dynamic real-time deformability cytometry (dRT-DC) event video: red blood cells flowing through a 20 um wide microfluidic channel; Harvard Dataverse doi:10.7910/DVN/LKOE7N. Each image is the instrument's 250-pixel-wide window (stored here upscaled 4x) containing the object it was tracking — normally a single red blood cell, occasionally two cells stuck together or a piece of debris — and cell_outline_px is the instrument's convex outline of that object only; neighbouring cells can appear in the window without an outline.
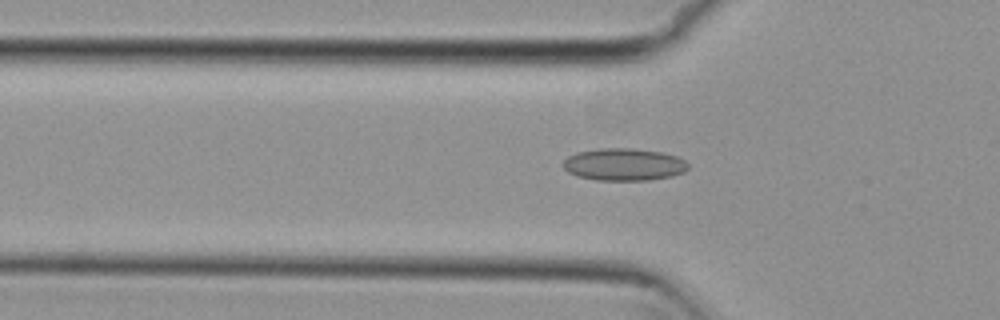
{"species": "common noctule bat (a hibernating species)", "species_latin": "Nyctalus noctula", "temperature_condition": "cold", "stored_images_in_passage": 52, "camera_frame_rate_fps": 3000, "um_per_image_px": 0.085, "animal": {"sex": "female", "body_mass_g": 29.2, "forearm_length_mm": 56.3}, "frame": {"image": 1, "passage_image": 16, "time_ms": 5.0, "image_size_px": [1000, 320], "cell_outline_px": [[688, 168], [684, 172], [672, 176], [648, 180], [596, 180], [576, 176], [568, 172], [564, 168], [564, 160], [568, 156], [576, 152], [596, 148], [632, 148], [664, 152], [676, 156], [684, 160], [688, 164]], "centroid_in_image_um": [53.02, 13.97], "position_along_channel_um": 72.8, "area_um2": 23.7}}
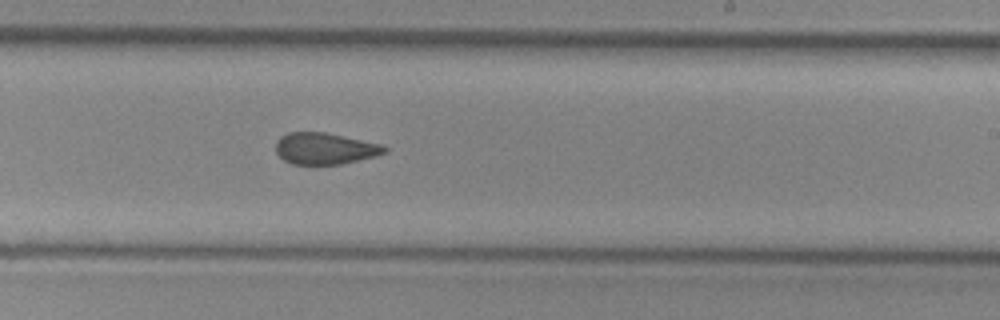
{"frame": {"image": 2, "passage_image": 31, "time_ms": 10.0, "image_size_px": [1000, 320], "cell_outline_px": [[388, 152], [376, 156], [340, 164], [292, 164], [284, 160], [276, 152], [276, 140], [280, 136], [288, 132], [324, 132], [380, 144], [388, 148]], "centroid_in_image_um": [27.6, 12.62], "position_along_channel_um": 261.4, "area_um2": 19.88}}
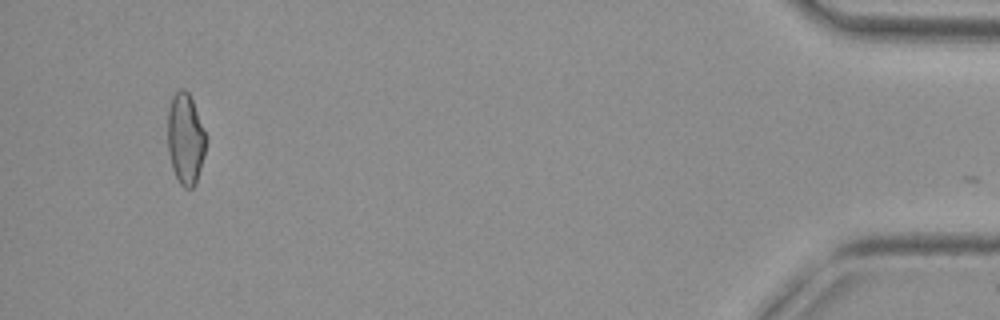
{"frame": {"image": 3, "passage_image": 50, "time_ms": 16.333, "image_size_px": [1000, 320], "cell_outline_px": [[208, 140], [204, 156], [196, 184], [192, 188], [184, 188], [180, 184], [172, 168], [168, 152], [168, 108], [172, 96], [180, 88], [184, 88], [188, 92], [192, 100], [208, 136]], "centroid_in_image_um": [15.78, 11.8], "position_along_channel_um": 419.4, "area_um2": 20.69}, "authors_computed_cell_mechanics": {"area_um2": 21.1837, "velocity_mm_per_s": 3.7627, "shape_relaxation_time_tau1_ms": null, "shape_relaxation_time_tau2_ms": 2.3389, "deformation_change_tau1": null, "deformation_change_tau2": 0.0963}}